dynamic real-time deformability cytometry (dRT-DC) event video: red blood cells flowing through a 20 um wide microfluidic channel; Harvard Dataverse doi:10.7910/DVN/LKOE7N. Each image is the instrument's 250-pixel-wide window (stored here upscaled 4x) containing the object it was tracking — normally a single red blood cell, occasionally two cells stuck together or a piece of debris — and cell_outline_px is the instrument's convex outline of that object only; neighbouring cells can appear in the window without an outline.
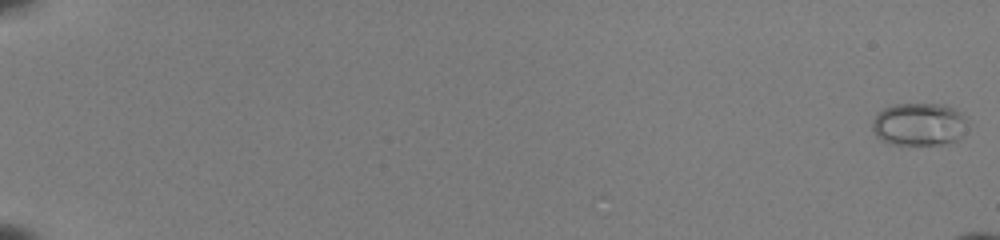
{"species": "common noctule bat (a hibernating species)", "species_latin": "Nyctalus noctula", "temperature_condition": "room temperature", "stored_images_in_passage": 15, "camera_frame_rate_fps": 3000, "um_per_image_px": 0.085, "animal": {"sex": "female", "body_mass_g": 22.0, "forearm_length_mm": 56.7}, "frame": {"image": 1, "passage_image": 1, "time_ms": 0.0, "image_size_px": [1000, 240], "cell_outline_px": [[968, 124], [960, 136], [956, 140], [944, 144], [888, 144], [880, 140], [872, 132], [872, 120], [876, 112], [884, 108], [896, 104], [944, 104], [956, 108], [964, 116]], "centroid_in_image_um": [78.08, 10.55], "position_along_channel_um": 6.9, "area_um2": 24.04}}